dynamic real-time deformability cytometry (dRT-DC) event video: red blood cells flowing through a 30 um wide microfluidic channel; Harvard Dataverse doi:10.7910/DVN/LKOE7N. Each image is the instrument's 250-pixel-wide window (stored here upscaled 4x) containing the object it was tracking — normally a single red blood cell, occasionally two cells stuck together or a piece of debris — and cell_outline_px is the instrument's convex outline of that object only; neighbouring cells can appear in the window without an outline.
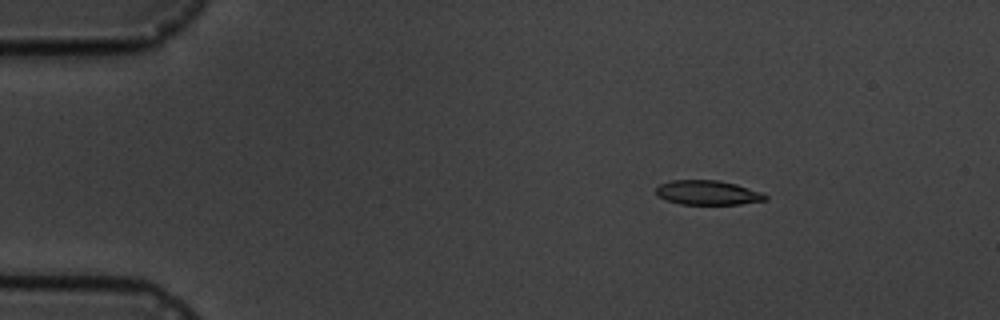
{"species": "common noctule bat (a hibernating species)", "species_latin": "Nyctalus noctula", "temperature_condition": "cold", "stored_images_in_passage": 11, "camera_frame_rate_fps": 3000, "um_per_image_px": 0.085, "animal": {"sex": "male", "body_mass_g": 19.5, "forearm_length_mm": 54.6}, "frame": {"image": 1, "passage_image": 2, "time_ms": 2.0, "image_size_px": [1000, 320], "cell_outline_px": [[768, 200], [740, 204], [680, 204], [656, 196], [656, 188], [660, 184], [672, 180], [720, 180], [736, 184], [760, 192], [768, 196]], "centroid_in_image_um": [60.15, 16.37], "position_along_channel_um": 24.8, "area_um2": 15.55}}
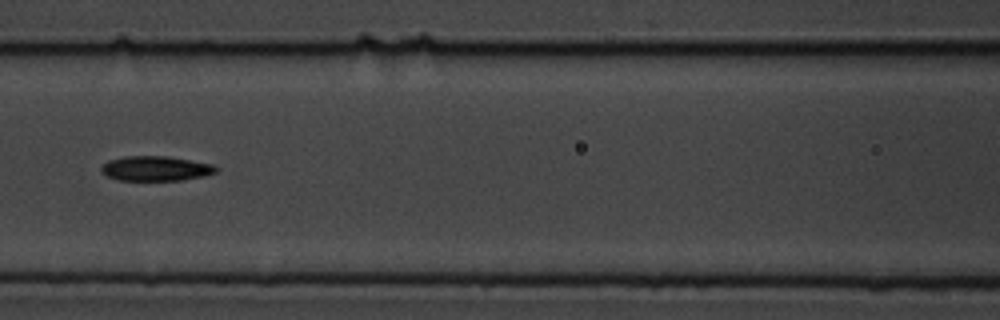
{"frame": {"image": 2, "passage_image": 7, "time_ms": 7.667, "image_size_px": [1000, 320], "cell_outline_px": [[220, 168], [216, 172], [204, 176], [180, 180], [116, 180], [100, 172], [100, 168], [108, 160], [124, 156], [168, 156], [212, 164]], "centroid_in_image_um": [13.23, 14.32], "position_along_channel_um": 153.4, "area_um2": 16.65}}
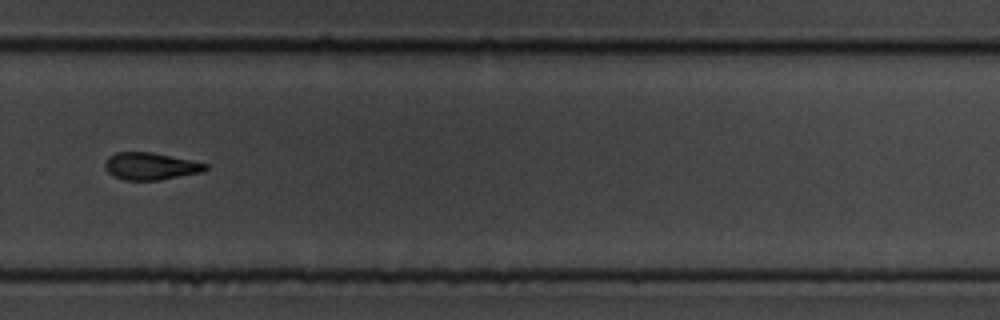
{"frame": {"image": 3, "passage_image": 11, "time_ms": 12.333, "image_size_px": [1000, 320], "cell_outline_px": [[208, 168], [204, 172], [156, 180], [124, 180], [108, 172], [104, 164], [108, 156], [116, 152], [152, 152], [192, 160], [208, 164]], "centroid_in_image_um": [12.82, 14.11], "position_along_channel_um": 317.0, "area_um2": 15.9}}